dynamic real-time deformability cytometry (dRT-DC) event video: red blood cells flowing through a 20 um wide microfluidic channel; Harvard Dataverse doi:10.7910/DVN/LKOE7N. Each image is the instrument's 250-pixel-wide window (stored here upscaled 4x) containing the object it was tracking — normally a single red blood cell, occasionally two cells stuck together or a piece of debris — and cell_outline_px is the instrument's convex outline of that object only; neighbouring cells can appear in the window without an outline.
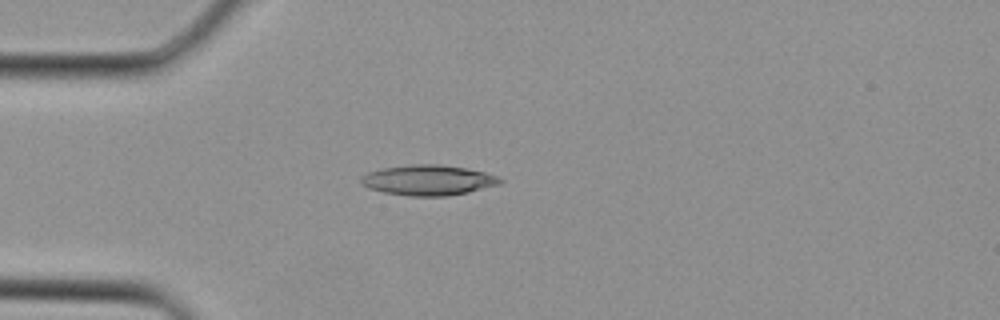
{"species": "Egyptian fruit bat (a non-hibernating species)", "species_latin": "Rousettus aegyptiacus", "temperature_condition": "cold", "stored_images_in_passage": 2, "camera_frame_rate_fps": 3000, "um_per_image_px": 0.085, "animal": {"sex": "female"}, "frame": {"image": 1, "passage_image": 2, "time_ms": 0.333, "image_size_px": [1000, 320], "cell_outline_px": [[504, 180], [500, 184], [468, 192], [448, 196], [408, 196], [384, 192], [368, 188], [360, 184], [360, 176], [368, 172], [384, 168], [412, 164], [440, 164], [464, 168], [484, 172], [496, 176]], "centroid_in_image_um": [36.37, 15.32], "position_along_channel_um": 48.6, "area_um2": 24.57}}